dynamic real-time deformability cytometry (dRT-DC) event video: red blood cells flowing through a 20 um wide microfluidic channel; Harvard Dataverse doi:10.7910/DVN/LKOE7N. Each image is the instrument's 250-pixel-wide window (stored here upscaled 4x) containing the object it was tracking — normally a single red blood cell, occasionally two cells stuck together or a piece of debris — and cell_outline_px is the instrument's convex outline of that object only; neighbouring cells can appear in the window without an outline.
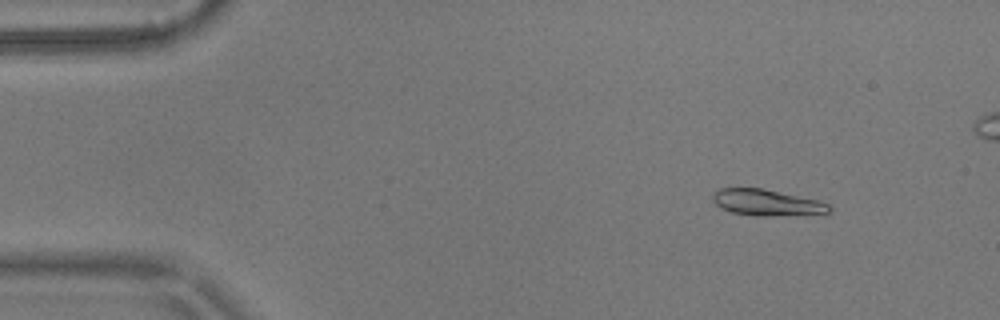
{"species": "common noctule bat (a hibernating species)", "species_latin": "Nyctalus noctula", "temperature_condition": "warm", "stored_images_in_passage": 5, "camera_frame_rate_fps": 3000, "um_per_image_px": 0.085, "animal": {"sex": "male", "body_mass_g": 17.9}, "frame": {"image": 1, "passage_image": 2, "time_ms": 0.333, "image_size_px": [1000, 320], "cell_outline_px": [[832, 208], [828, 212], [772, 216], [752, 216], [732, 212], [720, 208], [712, 200], [712, 196], [720, 188], [764, 188], [816, 200], [828, 204]], "centroid_in_image_um": [65.11, 17.22], "position_along_channel_um": 19.9, "area_um2": 17.57}}